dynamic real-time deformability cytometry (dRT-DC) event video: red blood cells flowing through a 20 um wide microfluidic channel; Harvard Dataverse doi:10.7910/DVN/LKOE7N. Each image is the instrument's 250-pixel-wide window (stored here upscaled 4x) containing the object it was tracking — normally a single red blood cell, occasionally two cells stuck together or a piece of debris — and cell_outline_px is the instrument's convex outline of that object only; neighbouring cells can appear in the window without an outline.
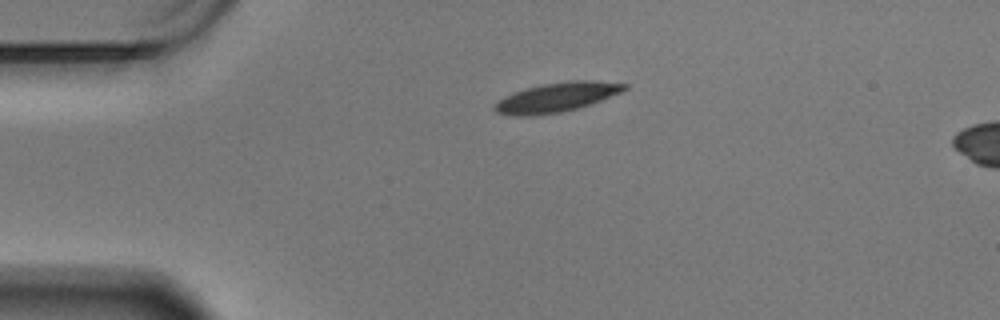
{"species": "Egyptian fruit bat (a non-hibernating species)", "species_latin": "Rousettus aegyptiacus", "temperature_condition": "warm", "stored_images_in_passage": 6, "camera_frame_rate_fps": 3000, "um_per_image_px": 0.085, "animal": {"sex": "male"}, "frame": {"image": 1, "passage_image": 1, "time_ms": 0.0, "image_size_px": [1000, 320], "cell_outline_px": [[628, 88], [620, 92], [600, 100], [576, 108], [560, 112], [532, 116], [512, 116], [496, 112], [492, 108], [492, 104], [496, 100], [504, 96], [524, 88], [540, 84], [568, 80], [596, 80], [628, 84]], "centroid_in_image_um": [47.23, 8.26], "position_along_channel_um": 37.8, "area_um2": 22.43}}